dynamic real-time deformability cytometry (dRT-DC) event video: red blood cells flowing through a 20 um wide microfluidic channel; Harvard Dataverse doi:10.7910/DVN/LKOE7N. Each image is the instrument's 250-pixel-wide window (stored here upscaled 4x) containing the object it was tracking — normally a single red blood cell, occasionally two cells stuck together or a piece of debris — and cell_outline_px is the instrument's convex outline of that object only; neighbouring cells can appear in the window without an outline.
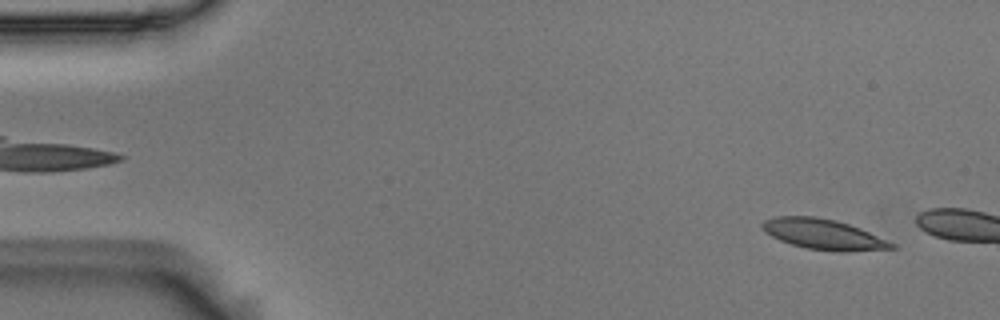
{"species": "Egyptian fruit bat (a non-hibernating species)", "species_latin": "Rousettus aegyptiacus", "temperature_condition": "room temperature", "stored_images_in_passage": 5, "camera_frame_rate_fps": 3000, "um_per_image_px": 0.085, "animal": {"sex": "male"}, "frame": {"image": 1, "passage_image": 5, "time_ms": 1.333, "image_size_px": [1000, 320], "cell_outline_px": [[896, 248], [844, 252], [836, 252], [808, 248], [792, 244], [780, 240], [764, 232], [760, 224], [764, 220], [776, 216], [816, 216], [836, 220], [860, 228], [896, 244]], "centroid_in_image_um": [69.98, 19.91], "position_along_channel_um": 15.0, "area_um2": 22.89}}